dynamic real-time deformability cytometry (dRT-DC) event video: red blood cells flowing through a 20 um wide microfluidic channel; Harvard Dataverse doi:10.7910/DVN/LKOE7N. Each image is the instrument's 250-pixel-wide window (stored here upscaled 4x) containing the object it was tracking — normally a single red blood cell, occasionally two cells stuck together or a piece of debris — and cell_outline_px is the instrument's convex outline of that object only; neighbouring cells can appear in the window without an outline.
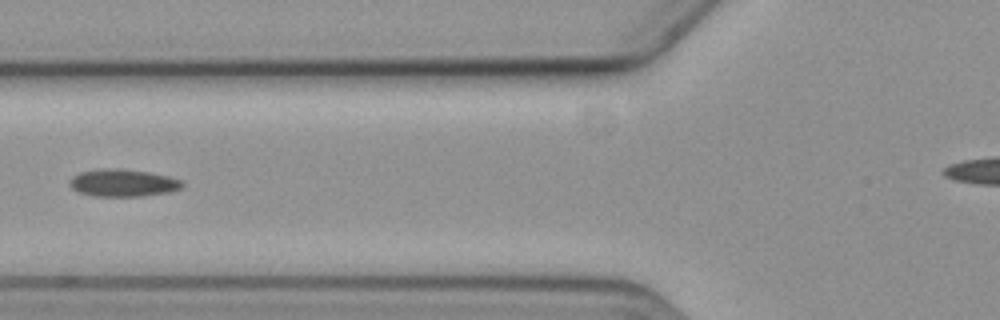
{"species": "common noctule bat (a hibernating species)", "species_latin": "Nyctalus noctula", "temperature_condition": "cold", "stored_images_in_passage": 6, "camera_frame_rate_fps": 3000, "um_per_image_px": 0.085, "animal": {"sex": "female", "body_mass_g": 19.3, "forearm_length_mm": 54.1}, "frame": {"image": 1, "passage_image": 6, "time_ms": 5.667, "image_size_px": [1000, 320], "cell_outline_px": [[184, 188], [168, 192], [140, 196], [92, 196], [80, 192], [72, 188], [68, 184], [72, 176], [80, 172], [104, 168], [120, 168], [148, 172], [168, 176], [180, 180], [184, 184]], "centroid_in_image_um": [10.45, 15.54], "position_along_channel_um": 115.4, "area_um2": 17.98}}